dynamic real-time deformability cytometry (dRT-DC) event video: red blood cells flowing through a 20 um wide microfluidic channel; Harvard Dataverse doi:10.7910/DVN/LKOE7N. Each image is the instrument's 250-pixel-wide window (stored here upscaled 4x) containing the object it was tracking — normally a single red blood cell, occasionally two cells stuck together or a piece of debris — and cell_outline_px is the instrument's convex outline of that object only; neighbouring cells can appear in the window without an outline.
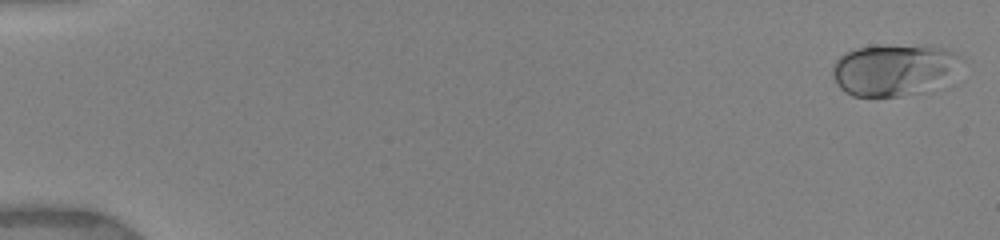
{"species": "human", "species_latin": "Homo sapiens", "temperature_condition": "warm", "stored_images_in_passage": 8, "camera_frame_rate_fps": 3000, "um_per_image_px": 0.085, "donor": {"sex": "female"}, "frame": {"image": 1, "passage_image": 1, "time_ms": 0.0, "image_size_px": [1000, 240], "cell_outline_px": [[964, 56], [924, 92], [900, 96], [852, 96], [844, 92], [840, 88], [832, 76], [832, 64], [844, 52], [856, 48], [928, 44], [932, 44], [944, 48]], "centroid_in_image_um": [75.83, 5.9], "position_along_channel_um": 9.2, "area_um2": 37.69}}
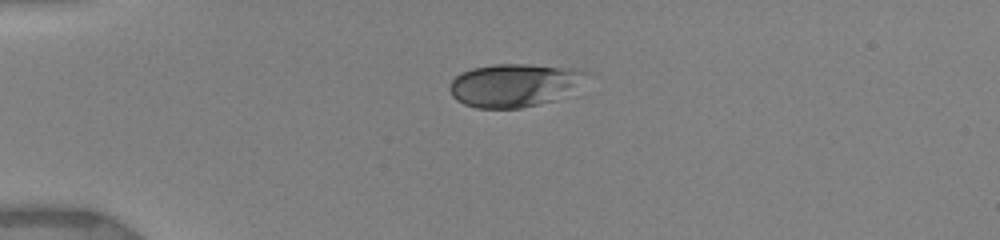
{"frame": {"image": 2, "passage_image": 5, "time_ms": 4.0, "image_size_px": [1000, 240], "cell_outline_px": [[588, 72], [556, 100], [540, 104], [520, 108], [476, 108], [464, 104], [456, 100], [452, 96], [448, 88], [448, 84], [460, 72], [472, 68], [492, 64], [528, 64], [576, 68]], "centroid_in_image_um": [43.57, 7.23], "position_along_channel_um": 41.4, "area_um2": 33.93}}
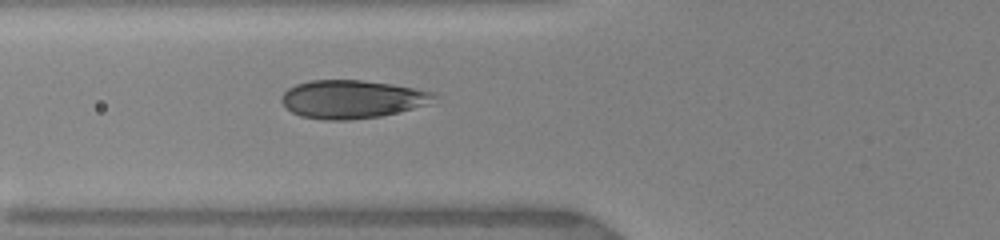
{"frame": {"image": 3, "passage_image": 8, "time_ms": 6.333, "image_size_px": [1000, 240], "cell_outline_px": [[440, 96], [436, 104], [380, 116], [348, 120], [324, 120], [300, 116], [292, 112], [280, 100], [280, 96], [288, 88], [296, 84], [308, 80], [364, 80], [392, 84], [436, 92]], "centroid_in_image_um": [30.02, 8.43], "position_along_channel_um": 95.8, "area_um2": 34.68}}